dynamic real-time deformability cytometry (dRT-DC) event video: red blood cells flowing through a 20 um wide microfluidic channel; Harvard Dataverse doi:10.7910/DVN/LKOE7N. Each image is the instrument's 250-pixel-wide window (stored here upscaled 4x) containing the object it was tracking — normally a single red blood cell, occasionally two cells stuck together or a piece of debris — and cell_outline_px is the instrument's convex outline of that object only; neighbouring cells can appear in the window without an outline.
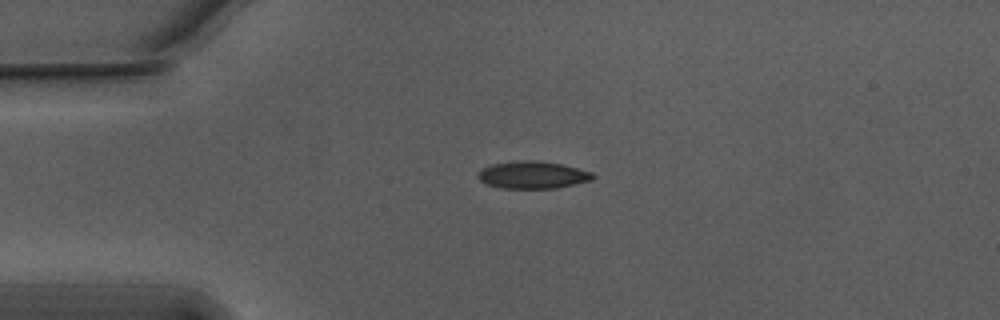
{"species": "Egyptian fruit bat (a non-hibernating species)", "species_latin": "Rousettus aegyptiacus", "temperature_condition": "warm", "stored_images_in_passage": 36, "camera_frame_rate_fps": 3000, "um_per_image_px": 0.085, "animal": {"sex": "male"}, "frame": {"image": 1, "passage_image": 1, "time_ms": 0.0, "image_size_px": [1000, 320], "cell_outline_px": [[596, 176], [592, 180], [556, 188], [504, 188], [488, 184], [480, 180], [476, 176], [484, 168], [492, 164], [524, 160], [536, 160], [560, 164], [592, 172]], "centroid_in_image_um": [45.3, 14.87], "position_along_channel_um": 39.7, "area_um2": 17.98}}
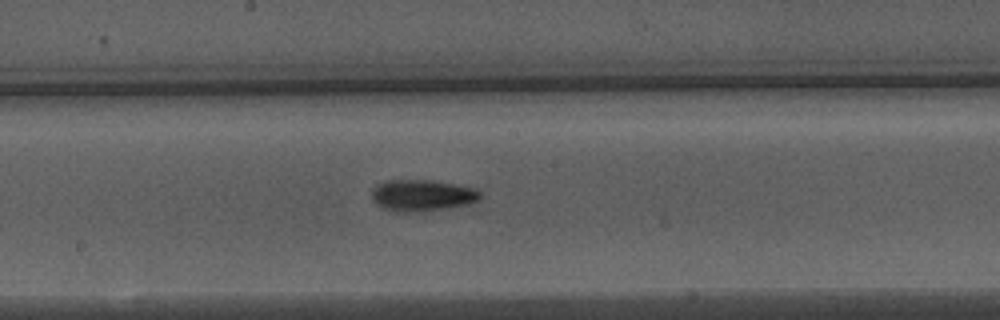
{"frame": {"image": 2, "passage_image": 17, "time_ms": 5.333, "image_size_px": [1000, 320], "cell_outline_px": [[484, 196], [468, 204], [424, 212], [392, 212], [376, 204], [372, 200], [372, 188], [388, 180], [428, 180], [452, 184], [472, 188], [480, 192]], "centroid_in_image_um": [35.84, 16.63], "position_along_channel_um": 212.4, "area_um2": 19.83}}
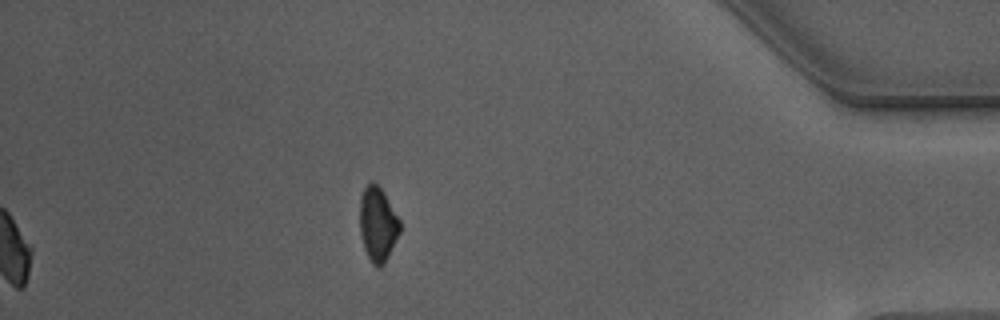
{"frame": {"image": 3, "passage_image": 36, "time_ms": 11.667, "image_size_px": [1000, 320], "cell_outline_px": [[400, 232], [384, 264], [380, 268], [376, 268], [372, 264], [364, 248], [360, 232], [360, 200], [364, 188], [372, 180], [384, 192], [400, 220]], "centroid_in_image_um": [32.11, 19.07], "position_along_channel_um": 403.1, "area_um2": 17.34}, "authors_computed_cell_mechanics": {"area_um2": 18.6405, "velocity_mm_per_s": 3.7618, "shape_relaxation_time_tau1_ms": 4.047, "shape_relaxation_time_tau2_ms": 2.0137, "deformation_change_tau1": 0.1396, "deformation_change_tau2": 0.0917}}